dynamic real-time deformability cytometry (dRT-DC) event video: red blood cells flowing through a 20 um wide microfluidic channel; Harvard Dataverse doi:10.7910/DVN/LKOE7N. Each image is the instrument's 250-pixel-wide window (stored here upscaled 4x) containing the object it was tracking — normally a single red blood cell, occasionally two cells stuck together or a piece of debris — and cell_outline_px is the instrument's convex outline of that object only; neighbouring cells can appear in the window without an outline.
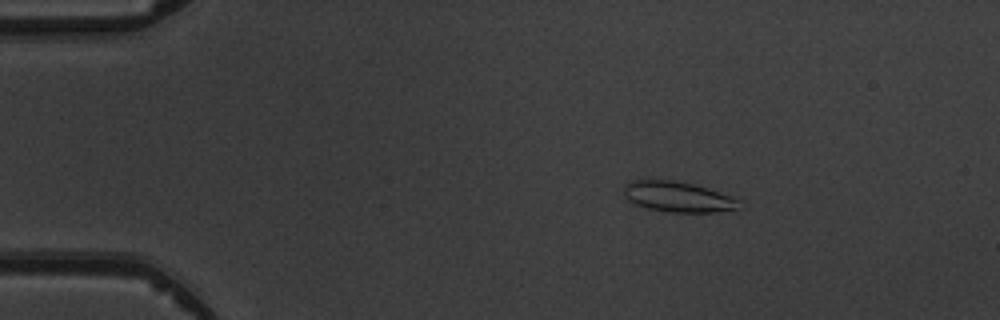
{"species": "common noctule bat (a hibernating species)", "species_latin": "Nyctalus noctula", "temperature_condition": "warm", "stored_images_in_passage": 4, "camera_frame_rate_fps": 3000, "um_per_image_px": 0.085, "animal": {"sex": "male", "body_mass_g": 19.5, "forearm_length_mm": 54.6}, "frame": {"image": 1, "passage_image": 1, "time_ms": 0.0, "image_size_px": [1000, 320], "cell_outline_px": [[744, 208], [712, 212], [668, 212], [648, 208], [636, 204], [628, 200], [624, 196], [624, 184], [628, 180], [672, 180], [696, 184], [732, 196], [740, 200]], "centroid_in_image_um": [57.66, 16.72], "position_along_channel_um": 27.3, "area_um2": 20.75}}